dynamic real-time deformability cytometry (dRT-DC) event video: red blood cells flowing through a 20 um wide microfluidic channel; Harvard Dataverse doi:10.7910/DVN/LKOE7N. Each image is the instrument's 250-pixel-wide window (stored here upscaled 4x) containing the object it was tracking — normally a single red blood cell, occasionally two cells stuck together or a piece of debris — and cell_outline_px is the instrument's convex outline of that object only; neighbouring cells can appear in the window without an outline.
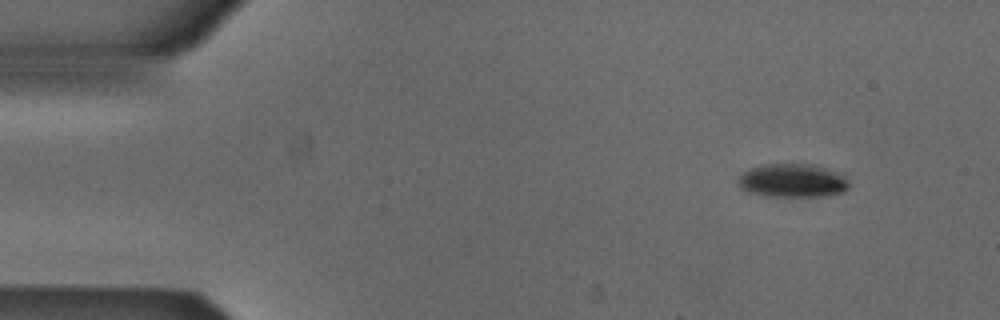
{"species": "Egyptian fruit bat (a non-hibernating species)", "species_latin": "Rousettus aegyptiacus", "temperature_condition": "cold", "stored_images_in_passage": 49, "camera_frame_rate_fps": 3000, "um_per_image_px": 0.085, "animal": {"sex": "male"}, "frame": {"image": 1, "passage_image": 2, "time_ms": 0.333, "image_size_px": [1000, 320], "cell_outline_px": [[848, 188], [844, 192], [824, 196], [764, 196], [748, 192], [740, 188], [736, 180], [748, 168], [760, 164], [816, 164], [836, 172], [844, 176], [848, 180]], "centroid_in_image_um": [67.33, 15.34], "position_along_channel_um": 17.7, "area_um2": 21.91}}
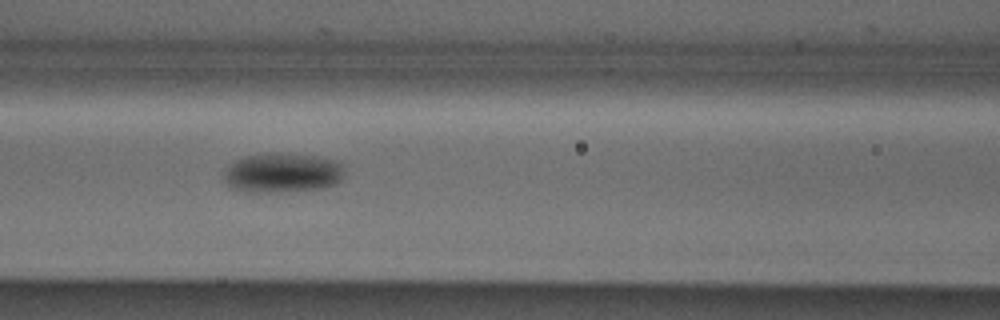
{"frame": {"image": 2, "passage_image": 19, "time_ms": 6.0, "image_size_px": [1000, 320], "cell_outline_px": [[344, 172], [340, 180], [336, 184], [324, 188], [276, 192], [252, 192], [236, 188], [228, 184], [224, 176], [228, 168], [236, 160], [244, 156], [280, 152], [320, 156], [344, 164]], "centroid_in_image_um": [24.09, 14.67], "position_along_channel_um": 142.5, "area_um2": 27.69}}
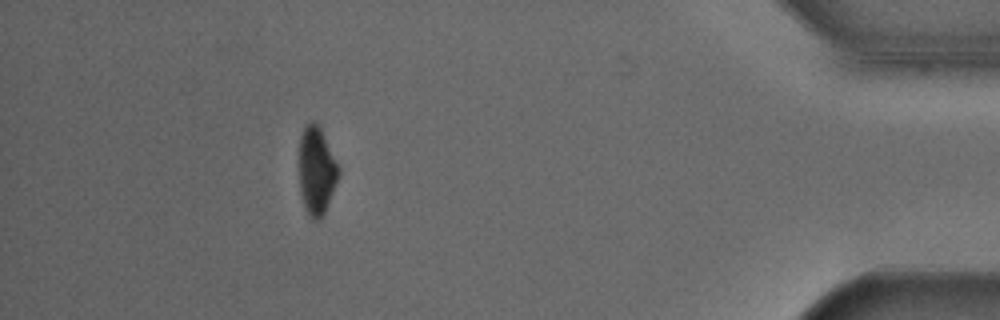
{"frame": {"image": 3, "passage_image": 44, "time_ms": 14.333, "image_size_px": [1000, 320], "cell_outline_px": [[340, 172], [324, 212], [320, 220], [316, 220], [308, 216], [304, 208], [300, 196], [300, 136], [304, 128], [312, 120], [316, 120], [340, 168]], "centroid_in_image_um": [26.89, 14.52], "position_along_channel_um": 408.3, "area_um2": 19.94}, "authors_computed_cell_mechanics": {"area_um2": 23.698, "velocity_mm_per_s": 3.8862, "shape_relaxation_time_tau1_ms": 1.4703, "shape_relaxation_time_tau2_ms": null, "deformation_change_tau1": 0.087, "deformation_change_tau2": null}}